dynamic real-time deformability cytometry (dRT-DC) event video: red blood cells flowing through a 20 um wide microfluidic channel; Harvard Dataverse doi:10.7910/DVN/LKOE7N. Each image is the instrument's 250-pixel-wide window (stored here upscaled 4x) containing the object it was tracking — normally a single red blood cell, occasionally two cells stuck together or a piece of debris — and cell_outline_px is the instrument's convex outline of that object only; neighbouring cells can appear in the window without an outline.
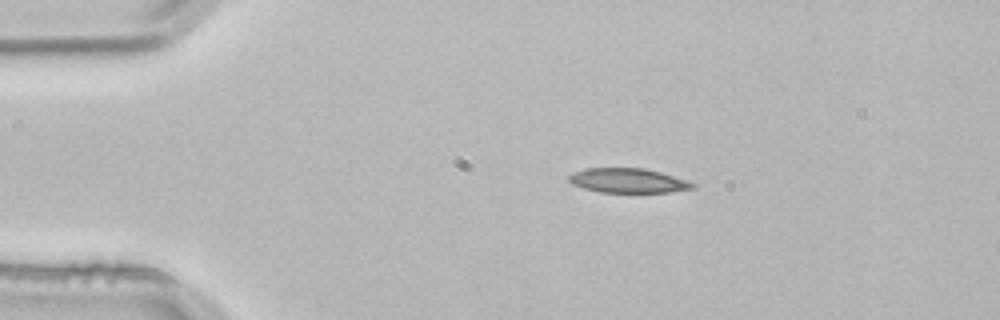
{"species": "common noctule bat (a hibernating species)", "species_latin": "Nyctalus noctula", "temperature_condition": "room temperature", "stored_images_in_passage": 3, "camera_frame_rate_fps": 3000, "um_per_image_px": 0.085, "animal": {"sex": "male", "body_mass_g": 21.5, "forearm_length_mm": 52.0}, "frame": {"image": 1, "passage_image": 3, "time_ms": 0.667, "image_size_px": [1000, 320], "cell_outline_px": [[696, 188], [668, 192], [600, 192], [584, 188], [572, 184], [568, 180], [568, 176], [572, 172], [588, 168], [644, 168], [660, 172], [688, 180], [696, 184]], "centroid_in_image_um": [53.39, 15.35], "position_along_channel_um": 31.6, "area_um2": 17.69}}